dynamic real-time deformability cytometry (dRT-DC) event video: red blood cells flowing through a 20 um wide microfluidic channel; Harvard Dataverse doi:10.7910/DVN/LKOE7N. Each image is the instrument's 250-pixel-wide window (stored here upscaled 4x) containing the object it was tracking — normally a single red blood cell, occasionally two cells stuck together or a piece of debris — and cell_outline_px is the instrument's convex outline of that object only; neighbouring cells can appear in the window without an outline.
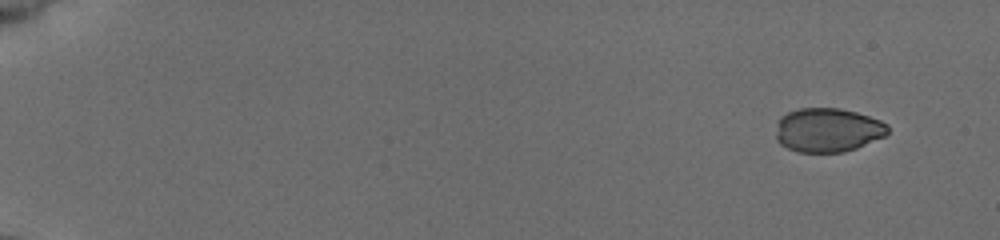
{"species": "common noctule bat (a hibernating species)", "species_latin": "Nyctalus noctula", "temperature_condition": "cold", "stored_images_in_passage": 51, "camera_frame_rate_fps": 3000, "um_per_image_px": 0.085, "animal": {"sex": "female", "body_mass_g": 19.5, "forearm_length_mm": 54.1}, "frame": {"image": 1, "passage_image": 1, "time_ms": 0.0, "image_size_px": [1000, 240], "cell_outline_px": [[888, 132], [884, 136], [856, 148], [844, 152], [796, 152], [780, 144], [776, 140], [776, 136], [780, 116], [788, 112], [800, 108], [840, 108], [856, 112], [880, 120], [888, 124]], "centroid_in_image_um": [70.35, 11.05], "position_along_channel_um": 14.6, "area_um2": 28.67}}
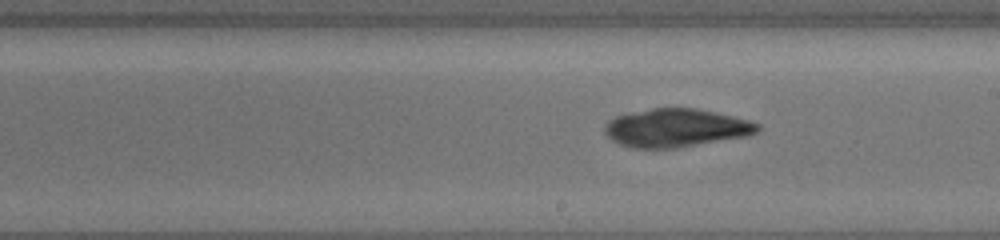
{"frame": {"image": 2, "passage_image": 30, "time_ms": 9.667, "image_size_px": [1000, 240], "cell_outline_px": [[760, 128], [756, 132], [748, 136], [676, 148], [632, 148], [620, 144], [612, 140], [604, 132], [604, 128], [608, 120], [616, 116], [652, 108], [696, 108], [732, 116], [748, 120], [760, 124]], "centroid_in_image_um": [57.45, 10.88], "position_along_channel_um": 231.5, "area_um2": 33.93}}
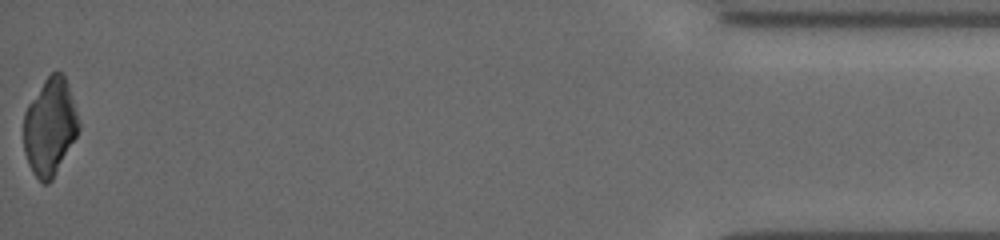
{"frame": {"image": 3, "passage_image": 51, "time_ms": 16.667, "image_size_px": [1000, 240], "cell_outline_px": [[80, 128], [76, 136], [52, 180], [48, 184], [44, 184], [32, 172], [28, 164], [24, 152], [24, 112], [28, 104], [44, 80], [52, 72], [60, 72], [64, 76], [68, 84], [80, 124]], "centroid_in_image_um": [4.23, 10.79], "position_along_channel_um": 431.0, "area_um2": 30.87}}